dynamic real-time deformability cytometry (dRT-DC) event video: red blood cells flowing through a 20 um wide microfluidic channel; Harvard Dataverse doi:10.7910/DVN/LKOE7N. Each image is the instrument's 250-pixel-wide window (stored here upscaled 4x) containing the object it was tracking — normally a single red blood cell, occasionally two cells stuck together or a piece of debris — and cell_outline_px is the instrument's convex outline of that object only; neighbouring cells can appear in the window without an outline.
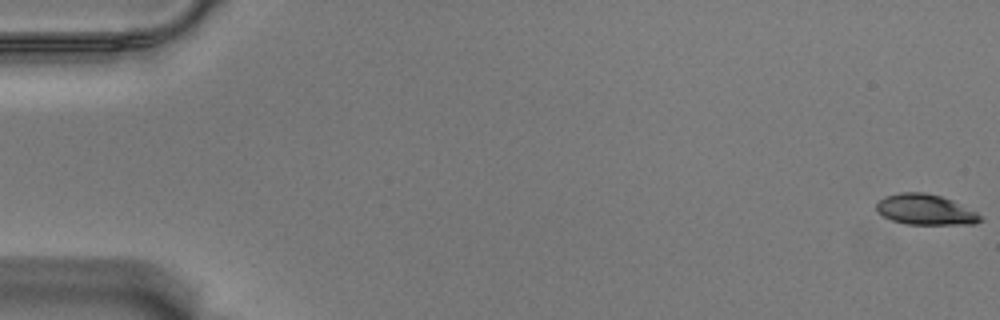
{"species": "Egyptian fruit bat (a non-hibernating species)", "species_latin": "Rousettus aegyptiacus", "temperature_condition": "warm", "stored_images_in_passage": 58, "camera_frame_rate_fps": 3000, "um_per_image_px": 0.085, "animal": {"sex": "male"}, "frame": {"image": 1, "passage_image": 1, "time_ms": 0.0, "image_size_px": [1000, 320], "cell_outline_px": [[984, 220], [972, 224], [904, 224], [892, 220], [876, 212], [876, 204], [884, 196], [900, 192], [924, 192], [940, 196], [952, 200], [976, 212]], "centroid_in_image_um": [78.62, 17.81], "position_along_channel_um": 6.4, "area_um2": 18.44}}
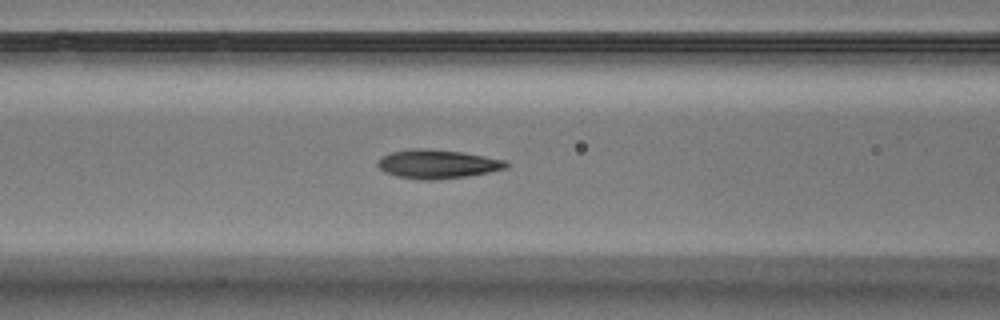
{"frame": {"image": 2, "passage_image": 25, "time_ms": 8.0, "image_size_px": [1000, 320], "cell_outline_px": [[508, 168], [468, 176], [432, 180], [420, 180], [396, 176], [384, 172], [376, 164], [380, 156], [392, 152], [412, 148], [428, 148], [464, 152], [504, 160], [508, 164]], "centroid_in_image_um": [37.14, 13.94], "position_along_channel_um": 129.5, "area_um2": 21.73}}
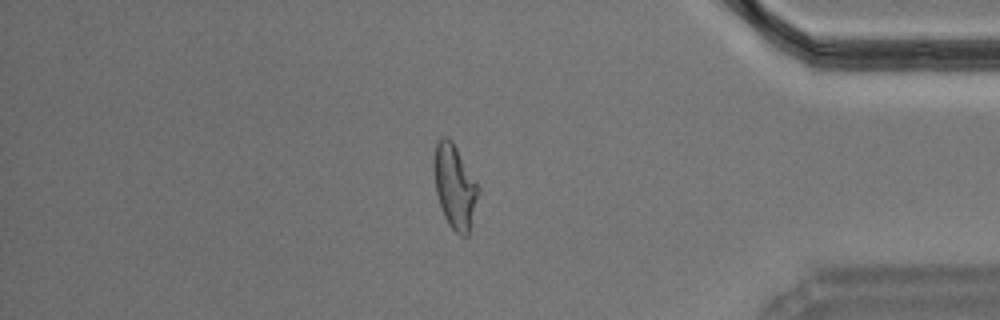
{"frame": {"image": 3, "passage_image": 50, "time_ms": 16.333, "image_size_px": [1000, 320], "cell_outline_px": [[480, 192], [468, 236], [460, 236], [448, 224], [444, 216], [436, 192], [432, 164], [432, 160], [436, 144], [440, 136], [448, 136], [452, 140], [480, 188]], "centroid_in_image_um": [38.64, 15.83], "position_along_channel_um": 396.6, "area_um2": 21.96}, "authors_computed_cell_mechanics": {"area_um2": 20.7213, "velocity_mm_per_s": 3.5447, "shape_relaxation_time_tau1_ms": 3.558, "shape_relaxation_time_tau2_ms": 1.4117, "deformation_change_tau1": 0.1871, "deformation_change_tau2": 0.0844}}